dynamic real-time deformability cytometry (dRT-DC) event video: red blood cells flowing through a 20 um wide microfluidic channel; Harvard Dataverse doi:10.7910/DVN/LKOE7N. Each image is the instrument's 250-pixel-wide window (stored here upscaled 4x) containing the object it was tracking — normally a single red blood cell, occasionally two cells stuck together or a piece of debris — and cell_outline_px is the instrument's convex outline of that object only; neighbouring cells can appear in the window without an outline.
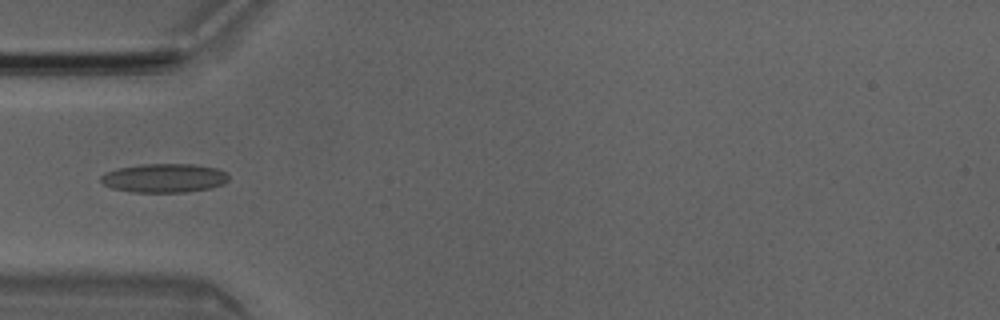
{"species": "Egyptian fruit bat (a non-hibernating species)", "species_latin": "Rousettus aegyptiacus", "temperature_condition": "room temperature", "stored_images_in_passage": 6, "camera_frame_rate_fps": 3000, "um_per_image_px": 0.085, "animal": {"sex": "male"}, "frame": {"image": 1, "passage_image": 5, "time_ms": 1.333, "image_size_px": [1000, 320], "cell_outline_px": [[228, 180], [224, 184], [208, 188], [184, 192], [132, 192], [112, 188], [104, 184], [100, 180], [100, 176], [104, 172], [116, 168], [140, 164], [196, 164], [216, 168], [224, 172], [228, 176]], "centroid_in_image_um": [13.91, 15.12], "position_along_channel_um": 71.1, "area_um2": 21.56}}